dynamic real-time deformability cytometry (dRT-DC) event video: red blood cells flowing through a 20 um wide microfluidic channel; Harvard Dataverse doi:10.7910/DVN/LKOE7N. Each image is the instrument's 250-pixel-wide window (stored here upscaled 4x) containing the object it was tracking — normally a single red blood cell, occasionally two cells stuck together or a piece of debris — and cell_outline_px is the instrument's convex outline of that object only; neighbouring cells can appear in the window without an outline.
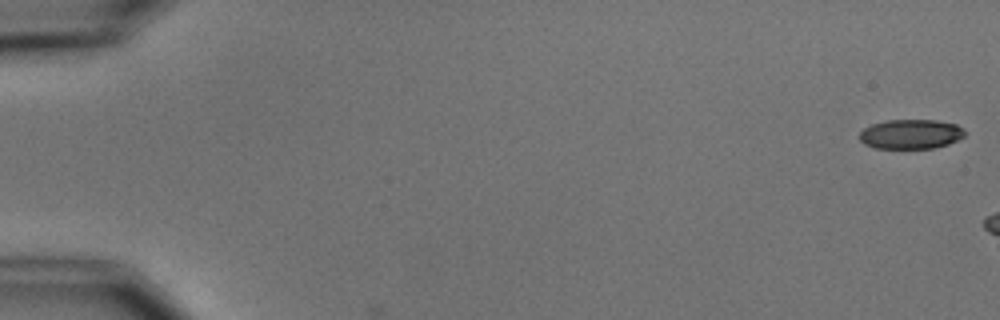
{"species": "common noctule bat (a hibernating species)", "species_latin": "Nyctalus noctula", "temperature_condition": "cold", "stored_images_in_passage": 2, "camera_frame_rate_fps": 3000, "um_per_image_px": 0.085, "animal": {"sex": "male", "body_mass_g": 15.6}, "frame": {"image": 1, "passage_image": 1, "time_ms": 0.0, "image_size_px": [1000, 320], "cell_outline_px": [[964, 136], [948, 144], [936, 148], [872, 148], [864, 144], [860, 140], [860, 132], [864, 128], [872, 124], [888, 120], [936, 120], [956, 124], [964, 128]], "centroid_in_image_um": [77.41, 11.4], "position_along_channel_um": 7.6, "area_um2": 18.15}}